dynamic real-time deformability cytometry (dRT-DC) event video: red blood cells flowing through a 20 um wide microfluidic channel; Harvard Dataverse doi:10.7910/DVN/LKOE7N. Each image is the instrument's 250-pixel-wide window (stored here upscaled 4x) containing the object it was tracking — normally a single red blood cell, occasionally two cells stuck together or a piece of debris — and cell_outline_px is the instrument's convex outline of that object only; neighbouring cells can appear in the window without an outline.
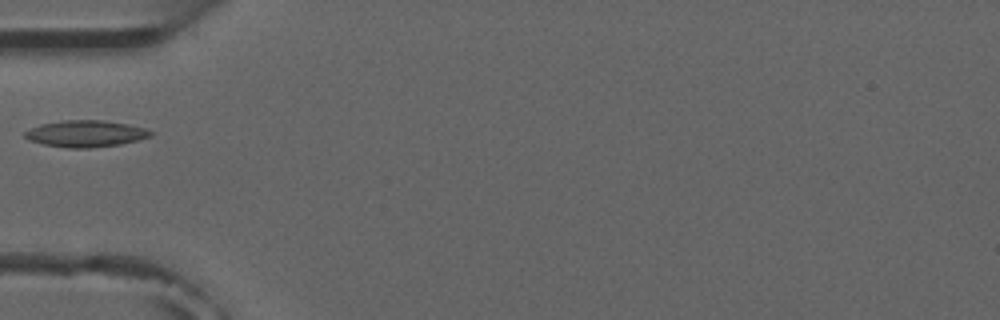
{"species": "common noctule bat (a hibernating species)", "species_latin": "Nyctalus noctula", "temperature_condition": "room temperature", "stored_images_in_passage": 5, "camera_frame_rate_fps": 3000, "um_per_image_px": 0.085, "animal": {"sex": "male", "forearm_length_mm": 52.5}, "frame": {"image": 1, "passage_image": 5, "time_ms": 4.667, "image_size_px": [1000, 320], "cell_outline_px": [[152, 136], [120, 144], [92, 148], [68, 148], [44, 144], [28, 140], [24, 136], [24, 132], [40, 124], [64, 120], [100, 120], [128, 124], [144, 128], [152, 132]], "centroid_in_image_um": [7.26, 11.36], "position_along_channel_um": 77.7, "area_um2": 19.36}}